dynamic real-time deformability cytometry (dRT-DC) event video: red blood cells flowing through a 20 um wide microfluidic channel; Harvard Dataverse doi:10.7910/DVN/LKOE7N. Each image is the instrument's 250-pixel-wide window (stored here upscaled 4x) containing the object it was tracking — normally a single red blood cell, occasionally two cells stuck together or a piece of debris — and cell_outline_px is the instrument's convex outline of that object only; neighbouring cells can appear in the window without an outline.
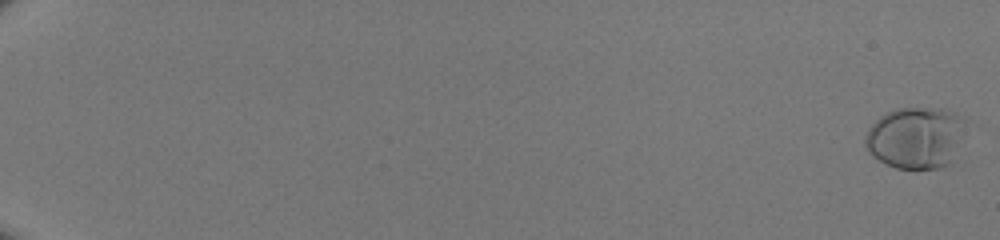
{"species": "human", "species_latin": "Homo sapiens", "temperature_condition": "room temperature", "stored_images_in_passage": 52, "camera_frame_rate_fps": 3000, "um_per_image_px": 0.085, "donor": {"sex": "male"}, "frame": {"image": 1, "passage_image": 1, "time_ms": 0.0, "image_size_px": [1000, 240], "cell_outline_px": [[968, 120], [948, 164], [940, 168], [896, 168], [884, 164], [872, 156], [868, 152], [864, 144], [864, 136], [868, 128], [880, 116], [896, 108], [944, 108], [956, 112], [964, 116]], "centroid_in_image_um": [77.8, 11.67], "position_along_channel_um": 7.2, "area_um2": 36.18}}
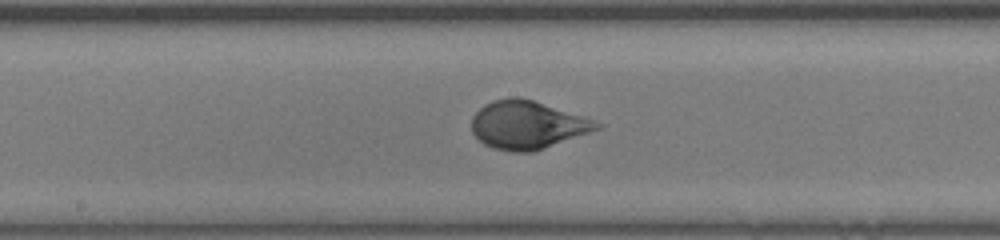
{"frame": {"image": 2, "passage_image": 32, "time_ms": 10.333, "image_size_px": [1000, 240], "cell_outline_px": [[604, 124], [600, 128], [532, 152], [512, 152], [492, 148], [484, 144], [472, 132], [472, 116], [484, 104], [492, 100], [508, 96], [516, 96], [532, 100], [584, 116]], "centroid_in_image_um": [44.79, 10.6], "position_along_channel_um": 203.4, "area_um2": 34.91}}
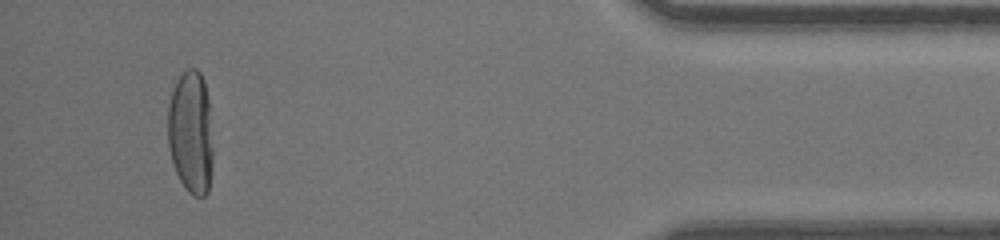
{"frame": {"image": 3, "passage_image": 50, "time_ms": 16.333, "image_size_px": [1000, 240], "cell_outline_px": [[212, 168], [208, 192], [204, 196], [192, 196], [188, 192], [180, 180], [172, 164], [168, 148], [168, 104], [172, 88], [180, 72], [188, 68], [196, 68], [200, 72], [204, 80], [208, 100], [212, 148]], "centroid_in_image_um": [16.2, 11.23], "position_along_channel_um": 419.0, "area_um2": 32.83}}